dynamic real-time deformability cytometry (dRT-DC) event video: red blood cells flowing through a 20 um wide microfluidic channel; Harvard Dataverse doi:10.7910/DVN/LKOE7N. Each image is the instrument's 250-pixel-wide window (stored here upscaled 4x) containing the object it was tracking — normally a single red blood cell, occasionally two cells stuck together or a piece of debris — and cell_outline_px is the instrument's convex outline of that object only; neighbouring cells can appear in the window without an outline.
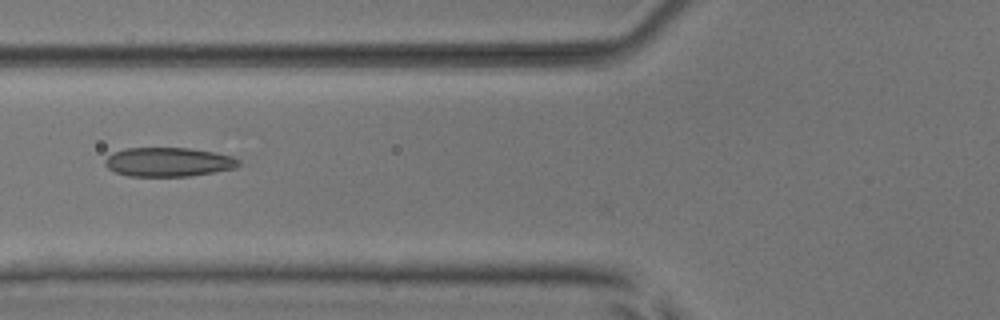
{"species": "common noctule bat (a hibernating species)", "species_latin": "Nyctalus noctula", "temperature_condition": "room temperature", "stored_images_in_passage": 7, "camera_frame_rate_fps": 3000, "um_per_image_px": 0.085, "animal": {"sex": "male", "body_mass_g": 17.9, "forearm_length_mm": 54.2}, "frame": {"image": 1, "passage_image": 6, "time_ms": 6.0, "image_size_px": [1000, 320], "cell_outline_px": [[240, 164], [236, 168], [188, 176], [128, 176], [116, 172], [108, 168], [104, 164], [104, 160], [112, 152], [124, 148], [188, 148], [212, 152], [232, 156], [240, 160]], "centroid_in_image_um": [14.28, 13.77], "position_along_channel_um": 111.5, "area_um2": 22.6}}
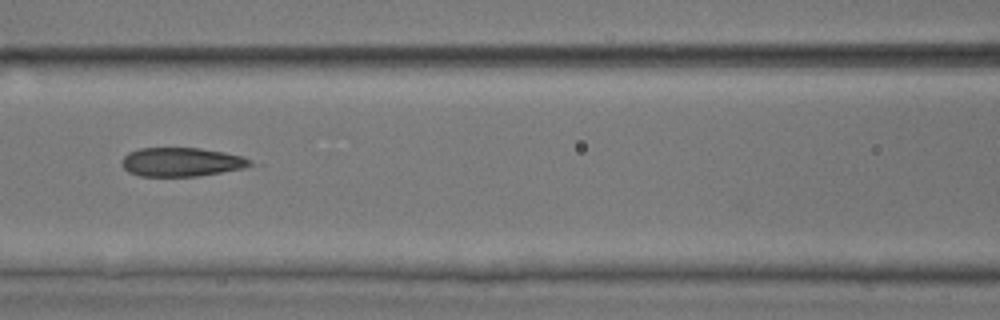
{"frame": {"image": 2, "passage_image": 7, "time_ms": 7.0, "image_size_px": [1000, 320], "cell_outline_px": [[264, 164], [244, 168], [200, 176], [140, 176], [128, 172], [120, 164], [124, 156], [128, 152], [140, 148], [200, 148], [224, 152], [244, 156]], "centroid_in_image_um": [15.53, 13.77], "position_along_channel_um": 151.1, "area_um2": 22.14}}